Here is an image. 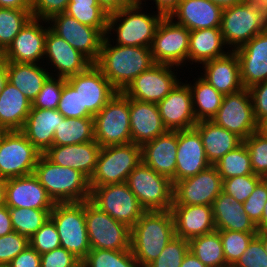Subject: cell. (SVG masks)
I'll return each mask as SVG.
<instances>
[{
	"label": "cell",
	"mask_w": 267,
	"mask_h": 267,
	"mask_svg": "<svg viewBox=\"0 0 267 267\" xmlns=\"http://www.w3.org/2000/svg\"><path fill=\"white\" fill-rule=\"evenodd\" d=\"M104 37L95 65L117 92H123L142 72L153 66L151 47L119 46Z\"/></svg>",
	"instance_id": "cell-1"
},
{
	"label": "cell",
	"mask_w": 267,
	"mask_h": 267,
	"mask_svg": "<svg viewBox=\"0 0 267 267\" xmlns=\"http://www.w3.org/2000/svg\"><path fill=\"white\" fill-rule=\"evenodd\" d=\"M175 236L171 210L146 211L131 228L130 249L141 267H147Z\"/></svg>",
	"instance_id": "cell-2"
},
{
	"label": "cell",
	"mask_w": 267,
	"mask_h": 267,
	"mask_svg": "<svg viewBox=\"0 0 267 267\" xmlns=\"http://www.w3.org/2000/svg\"><path fill=\"white\" fill-rule=\"evenodd\" d=\"M33 174L54 203L82 202L90 199L89 179L80 171L54 164L41 154Z\"/></svg>",
	"instance_id": "cell-3"
},
{
	"label": "cell",
	"mask_w": 267,
	"mask_h": 267,
	"mask_svg": "<svg viewBox=\"0 0 267 267\" xmlns=\"http://www.w3.org/2000/svg\"><path fill=\"white\" fill-rule=\"evenodd\" d=\"M142 5L137 2L131 7L110 13L105 36L110 37L116 33V38H113L119 46L151 47L156 29L164 15L160 12H154L153 15L143 13Z\"/></svg>",
	"instance_id": "cell-4"
},
{
	"label": "cell",
	"mask_w": 267,
	"mask_h": 267,
	"mask_svg": "<svg viewBox=\"0 0 267 267\" xmlns=\"http://www.w3.org/2000/svg\"><path fill=\"white\" fill-rule=\"evenodd\" d=\"M221 32L228 50L235 51L267 30V18L254 0L223 8Z\"/></svg>",
	"instance_id": "cell-5"
},
{
	"label": "cell",
	"mask_w": 267,
	"mask_h": 267,
	"mask_svg": "<svg viewBox=\"0 0 267 267\" xmlns=\"http://www.w3.org/2000/svg\"><path fill=\"white\" fill-rule=\"evenodd\" d=\"M61 247L82 261L91 250L85 221V201L55 203L50 212Z\"/></svg>",
	"instance_id": "cell-6"
},
{
	"label": "cell",
	"mask_w": 267,
	"mask_h": 267,
	"mask_svg": "<svg viewBox=\"0 0 267 267\" xmlns=\"http://www.w3.org/2000/svg\"><path fill=\"white\" fill-rule=\"evenodd\" d=\"M140 161L141 146L133 142L101 147L96 168L89 179L90 188L126 182Z\"/></svg>",
	"instance_id": "cell-7"
},
{
	"label": "cell",
	"mask_w": 267,
	"mask_h": 267,
	"mask_svg": "<svg viewBox=\"0 0 267 267\" xmlns=\"http://www.w3.org/2000/svg\"><path fill=\"white\" fill-rule=\"evenodd\" d=\"M94 138L101 147L131 142L129 97L117 92L93 117Z\"/></svg>",
	"instance_id": "cell-8"
},
{
	"label": "cell",
	"mask_w": 267,
	"mask_h": 267,
	"mask_svg": "<svg viewBox=\"0 0 267 267\" xmlns=\"http://www.w3.org/2000/svg\"><path fill=\"white\" fill-rule=\"evenodd\" d=\"M138 202L146 211H167L173 204L172 181L156 173L143 161L129 174L126 181Z\"/></svg>",
	"instance_id": "cell-9"
},
{
	"label": "cell",
	"mask_w": 267,
	"mask_h": 267,
	"mask_svg": "<svg viewBox=\"0 0 267 267\" xmlns=\"http://www.w3.org/2000/svg\"><path fill=\"white\" fill-rule=\"evenodd\" d=\"M85 221L91 249L130 250L131 228L90 200L85 201Z\"/></svg>",
	"instance_id": "cell-10"
},
{
	"label": "cell",
	"mask_w": 267,
	"mask_h": 267,
	"mask_svg": "<svg viewBox=\"0 0 267 267\" xmlns=\"http://www.w3.org/2000/svg\"><path fill=\"white\" fill-rule=\"evenodd\" d=\"M89 200L129 228H132L146 212L126 182L91 188Z\"/></svg>",
	"instance_id": "cell-11"
},
{
	"label": "cell",
	"mask_w": 267,
	"mask_h": 267,
	"mask_svg": "<svg viewBox=\"0 0 267 267\" xmlns=\"http://www.w3.org/2000/svg\"><path fill=\"white\" fill-rule=\"evenodd\" d=\"M40 155L21 131H7L0 141V176L11 179L32 174Z\"/></svg>",
	"instance_id": "cell-12"
},
{
	"label": "cell",
	"mask_w": 267,
	"mask_h": 267,
	"mask_svg": "<svg viewBox=\"0 0 267 267\" xmlns=\"http://www.w3.org/2000/svg\"><path fill=\"white\" fill-rule=\"evenodd\" d=\"M189 38L190 31L185 26L175 23L169 16H164L151 45L154 63L185 66L188 61Z\"/></svg>",
	"instance_id": "cell-13"
},
{
	"label": "cell",
	"mask_w": 267,
	"mask_h": 267,
	"mask_svg": "<svg viewBox=\"0 0 267 267\" xmlns=\"http://www.w3.org/2000/svg\"><path fill=\"white\" fill-rule=\"evenodd\" d=\"M66 81L80 95L81 118H93L117 93L95 64Z\"/></svg>",
	"instance_id": "cell-14"
},
{
	"label": "cell",
	"mask_w": 267,
	"mask_h": 267,
	"mask_svg": "<svg viewBox=\"0 0 267 267\" xmlns=\"http://www.w3.org/2000/svg\"><path fill=\"white\" fill-rule=\"evenodd\" d=\"M212 121L224 129L235 133L242 140L258 130L248 88L226 94Z\"/></svg>",
	"instance_id": "cell-15"
},
{
	"label": "cell",
	"mask_w": 267,
	"mask_h": 267,
	"mask_svg": "<svg viewBox=\"0 0 267 267\" xmlns=\"http://www.w3.org/2000/svg\"><path fill=\"white\" fill-rule=\"evenodd\" d=\"M49 28L83 54L92 64L99 58L105 35L96 28L80 23L67 13H58L47 20Z\"/></svg>",
	"instance_id": "cell-16"
},
{
	"label": "cell",
	"mask_w": 267,
	"mask_h": 267,
	"mask_svg": "<svg viewBox=\"0 0 267 267\" xmlns=\"http://www.w3.org/2000/svg\"><path fill=\"white\" fill-rule=\"evenodd\" d=\"M175 68L177 71L180 69L177 66L155 63L136 77L123 93L131 99L158 104L180 82Z\"/></svg>",
	"instance_id": "cell-17"
},
{
	"label": "cell",
	"mask_w": 267,
	"mask_h": 267,
	"mask_svg": "<svg viewBox=\"0 0 267 267\" xmlns=\"http://www.w3.org/2000/svg\"><path fill=\"white\" fill-rule=\"evenodd\" d=\"M223 180L214 165L195 176L173 184L172 205H208L212 206L222 192Z\"/></svg>",
	"instance_id": "cell-18"
},
{
	"label": "cell",
	"mask_w": 267,
	"mask_h": 267,
	"mask_svg": "<svg viewBox=\"0 0 267 267\" xmlns=\"http://www.w3.org/2000/svg\"><path fill=\"white\" fill-rule=\"evenodd\" d=\"M47 20L31 18L3 51L6 62L38 64L44 60ZM42 23V24H41ZM46 26L44 27V24ZM43 59V60H42Z\"/></svg>",
	"instance_id": "cell-19"
},
{
	"label": "cell",
	"mask_w": 267,
	"mask_h": 267,
	"mask_svg": "<svg viewBox=\"0 0 267 267\" xmlns=\"http://www.w3.org/2000/svg\"><path fill=\"white\" fill-rule=\"evenodd\" d=\"M157 105L163 125L167 130L191 129L197 124L193 111L192 93L187 83L180 81Z\"/></svg>",
	"instance_id": "cell-20"
},
{
	"label": "cell",
	"mask_w": 267,
	"mask_h": 267,
	"mask_svg": "<svg viewBox=\"0 0 267 267\" xmlns=\"http://www.w3.org/2000/svg\"><path fill=\"white\" fill-rule=\"evenodd\" d=\"M44 59L48 66L55 69V77L68 78L85 71L92 63L66 40L55 34L50 28L45 37ZM51 63L49 65V63Z\"/></svg>",
	"instance_id": "cell-21"
},
{
	"label": "cell",
	"mask_w": 267,
	"mask_h": 267,
	"mask_svg": "<svg viewBox=\"0 0 267 267\" xmlns=\"http://www.w3.org/2000/svg\"><path fill=\"white\" fill-rule=\"evenodd\" d=\"M210 166L199 132L195 128L179 130L175 182L195 176Z\"/></svg>",
	"instance_id": "cell-22"
},
{
	"label": "cell",
	"mask_w": 267,
	"mask_h": 267,
	"mask_svg": "<svg viewBox=\"0 0 267 267\" xmlns=\"http://www.w3.org/2000/svg\"><path fill=\"white\" fill-rule=\"evenodd\" d=\"M240 63L243 88L267 80V30L257 34L235 50Z\"/></svg>",
	"instance_id": "cell-23"
},
{
	"label": "cell",
	"mask_w": 267,
	"mask_h": 267,
	"mask_svg": "<svg viewBox=\"0 0 267 267\" xmlns=\"http://www.w3.org/2000/svg\"><path fill=\"white\" fill-rule=\"evenodd\" d=\"M4 204L15 208L53 209L55 203L32 173L7 179Z\"/></svg>",
	"instance_id": "cell-24"
},
{
	"label": "cell",
	"mask_w": 267,
	"mask_h": 267,
	"mask_svg": "<svg viewBox=\"0 0 267 267\" xmlns=\"http://www.w3.org/2000/svg\"><path fill=\"white\" fill-rule=\"evenodd\" d=\"M178 131L167 130L154 140L141 146L142 161L156 173L168 177L175 183Z\"/></svg>",
	"instance_id": "cell-25"
},
{
	"label": "cell",
	"mask_w": 267,
	"mask_h": 267,
	"mask_svg": "<svg viewBox=\"0 0 267 267\" xmlns=\"http://www.w3.org/2000/svg\"><path fill=\"white\" fill-rule=\"evenodd\" d=\"M175 236L190 240L216 230L212 206L172 205Z\"/></svg>",
	"instance_id": "cell-26"
},
{
	"label": "cell",
	"mask_w": 267,
	"mask_h": 267,
	"mask_svg": "<svg viewBox=\"0 0 267 267\" xmlns=\"http://www.w3.org/2000/svg\"><path fill=\"white\" fill-rule=\"evenodd\" d=\"M222 11L221 6L210 0H181L169 17L189 31H194L221 27Z\"/></svg>",
	"instance_id": "cell-27"
},
{
	"label": "cell",
	"mask_w": 267,
	"mask_h": 267,
	"mask_svg": "<svg viewBox=\"0 0 267 267\" xmlns=\"http://www.w3.org/2000/svg\"><path fill=\"white\" fill-rule=\"evenodd\" d=\"M131 142L142 146L164 134L158 105L129 98Z\"/></svg>",
	"instance_id": "cell-28"
},
{
	"label": "cell",
	"mask_w": 267,
	"mask_h": 267,
	"mask_svg": "<svg viewBox=\"0 0 267 267\" xmlns=\"http://www.w3.org/2000/svg\"><path fill=\"white\" fill-rule=\"evenodd\" d=\"M100 149L101 146L94 140L75 145L52 146L44 155L54 164L78 170L90 179Z\"/></svg>",
	"instance_id": "cell-29"
},
{
	"label": "cell",
	"mask_w": 267,
	"mask_h": 267,
	"mask_svg": "<svg viewBox=\"0 0 267 267\" xmlns=\"http://www.w3.org/2000/svg\"><path fill=\"white\" fill-rule=\"evenodd\" d=\"M201 77L223 95L232 94L243 89L240 80V63L235 51L225 56L204 62Z\"/></svg>",
	"instance_id": "cell-30"
},
{
	"label": "cell",
	"mask_w": 267,
	"mask_h": 267,
	"mask_svg": "<svg viewBox=\"0 0 267 267\" xmlns=\"http://www.w3.org/2000/svg\"><path fill=\"white\" fill-rule=\"evenodd\" d=\"M64 118L57 109L31 108L21 132L44 154L53 146L54 132Z\"/></svg>",
	"instance_id": "cell-31"
},
{
	"label": "cell",
	"mask_w": 267,
	"mask_h": 267,
	"mask_svg": "<svg viewBox=\"0 0 267 267\" xmlns=\"http://www.w3.org/2000/svg\"><path fill=\"white\" fill-rule=\"evenodd\" d=\"M216 230L258 232L255 223L245 213L243 203L221 192L212 204Z\"/></svg>",
	"instance_id": "cell-32"
},
{
	"label": "cell",
	"mask_w": 267,
	"mask_h": 267,
	"mask_svg": "<svg viewBox=\"0 0 267 267\" xmlns=\"http://www.w3.org/2000/svg\"><path fill=\"white\" fill-rule=\"evenodd\" d=\"M194 128L201 136L207 160L211 165L243 142L235 133L216 125L212 120L198 121Z\"/></svg>",
	"instance_id": "cell-33"
},
{
	"label": "cell",
	"mask_w": 267,
	"mask_h": 267,
	"mask_svg": "<svg viewBox=\"0 0 267 267\" xmlns=\"http://www.w3.org/2000/svg\"><path fill=\"white\" fill-rule=\"evenodd\" d=\"M44 66V67H43ZM41 63L6 62L8 82L23 93L32 103L43 83L52 74Z\"/></svg>",
	"instance_id": "cell-34"
},
{
	"label": "cell",
	"mask_w": 267,
	"mask_h": 267,
	"mask_svg": "<svg viewBox=\"0 0 267 267\" xmlns=\"http://www.w3.org/2000/svg\"><path fill=\"white\" fill-rule=\"evenodd\" d=\"M32 103L7 81L0 93V126L7 131H21Z\"/></svg>",
	"instance_id": "cell-35"
},
{
	"label": "cell",
	"mask_w": 267,
	"mask_h": 267,
	"mask_svg": "<svg viewBox=\"0 0 267 267\" xmlns=\"http://www.w3.org/2000/svg\"><path fill=\"white\" fill-rule=\"evenodd\" d=\"M225 46L220 27L190 31L188 62L199 65L223 57L230 51Z\"/></svg>",
	"instance_id": "cell-36"
},
{
	"label": "cell",
	"mask_w": 267,
	"mask_h": 267,
	"mask_svg": "<svg viewBox=\"0 0 267 267\" xmlns=\"http://www.w3.org/2000/svg\"><path fill=\"white\" fill-rule=\"evenodd\" d=\"M187 84L192 93L193 111L197 122L212 120L221 106L224 95L215 90L201 76H198L195 83Z\"/></svg>",
	"instance_id": "cell-37"
},
{
	"label": "cell",
	"mask_w": 267,
	"mask_h": 267,
	"mask_svg": "<svg viewBox=\"0 0 267 267\" xmlns=\"http://www.w3.org/2000/svg\"><path fill=\"white\" fill-rule=\"evenodd\" d=\"M94 118H64L54 132L53 146L94 141Z\"/></svg>",
	"instance_id": "cell-38"
},
{
	"label": "cell",
	"mask_w": 267,
	"mask_h": 267,
	"mask_svg": "<svg viewBox=\"0 0 267 267\" xmlns=\"http://www.w3.org/2000/svg\"><path fill=\"white\" fill-rule=\"evenodd\" d=\"M189 250L208 267H229L218 230L190 239Z\"/></svg>",
	"instance_id": "cell-39"
},
{
	"label": "cell",
	"mask_w": 267,
	"mask_h": 267,
	"mask_svg": "<svg viewBox=\"0 0 267 267\" xmlns=\"http://www.w3.org/2000/svg\"><path fill=\"white\" fill-rule=\"evenodd\" d=\"M65 13L82 24L99 29L106 35L109 13L97 0H70Z\"/></svg>",
	"instance_id": "cell-40"
},
{
	"label": "cell",
	"mask_w": 267,
	"mask_h": 267,
	"mask_svg": "<svg viewBox=\"0 0 267 267\" xmlns=\"http://www.w3.org/2000/svg\"><path fill=\"white\" fill-rule=\"evenodd\" d=\"M53 209H33L9 207L12 228L30 239L50 218Z\"/></svg>",
	"instance_id": "cell-41"
},
{
	"label": "cell",
	"mask_w": 267,
	"mask_h": 267,
	"mask_svg": "<svg viewBox=\"0 0 267 267\" xmlns=\"http://www.w3.org/2000/svg\"><path fill=\"white\" fill-rule=\"evenodd\" d=\"M214 166L217 168L222 180L235 176L254 174L251 166V157L244 142L224 155Z\"/></svg>",
	"instance_id": "cell-42"
},
{
	"label": "cell",
	"mask_w": 267,
	"mask_h": 267,
	"mask_svg": "<svg viewBox=\"0 0 267 267\" xmlns=\"http://www.w3.org/2000/svg\"><path fill=\"white\" fill-rule=\"evenodd\" d=\"M81 267H141L130 250L91 249Z\"/></svg>",
	"instance_id": "cell-43"
},
{
	"label": "cell",
	"mask_w": 267,
	"mask_h": 267,
	"mask_svg": "<svg viewBox=\"0 0 267 267\" xmlns=\"http://www.w3.org/2000/svg\"><path fill=\"white\" fill-rule=\"evenodd\" d=\"M31 18V9L0 7V49L4 51Z\"/></svg>",
	"instance_id": "cell-44"
},
{
	"label": "cell",
	"mask_w": 267,
	"mask_h": 267,
	"mask_svg": "<svg viewBox=\"0 0 267 267\" xmlns=\"http://www.w3.org/2000/svg\"><path fill=\"white\" fill-rule=\"evenodd\" d=\"M222 245L223 252L226 259V264L232 267L240 256L247 249L252 238L257 235L258 232H239L229 230H218Z\"/></svg>",
	"instance_id": "cell-45"
},
{
	"label": "cell",
	"mask_w": 267,
	"mask_h": 267,
	"mask_svg": "<svg viewBox=\"0 0 267 267\" xmlns=\"http://www.w3.org/2000/svg\"><path fill=\"white\" fill-rule=\"evenodd\" d=\"M243 142L251 157L253 173L267 178V136L257 130Z\"/></svg>",
	"instance_id": "cell-46"
},
{
	"label": "cell",
	"mask_w": 267,
	"mask_h": 267,
	"mask_svg": "<svg viewBox=\"0 0 267 267\" xmlns=\"http://www.w3.org/2000/svg\"><path fill=\"white\" fill-rule=\"evenodd\" d=\"M188 251L189 241L174 236L147 267H180Z\"/></svg>",
	"instance_id": "cell-47"
},
{
	"label": "cell",
	"mask_w": 267,
	"mask_h": 267,
	"mask_svg": "<svg viewBox=\"0 0 267 267\" xmlns=\"http://www.w3.org/2000/svg\"><path fill=\"white\" fill-rule=\"evenodd\" d=\"M262 179L263 177L257 174L224 179L222 191L234 197L238 202L244 203Z\"/></svg>",
	"instance_id": "cell-48"
},
{
	"label": "cell",
	"mask_w": 267,
	"mask_h": 267,
	"mask_svg": "<svg viewBox=\"0 0 267 267\" xmlns=\"http://www.w3.org/2000/svg\"><path fill=\"white\" fill-rule=\"evenodd\" d=\"M65 78L49 76L32 102L31 108L57 109Z\"/></svg>",
	"instance_id": "cell-49"
},
{
	"label": "cell",
	"mask_w": 267,
	"mask_h": 267,
	"mask_svg": "<svg viewBox=\"0 0 267 267\" xmlns=\"http://www.w3.org/2000/svg\"><path fill=\"white\" fill-rule=\"evenodd\" d=\"M29 245L40 255L61 247L57 228L50 218L29 239Z\"/></svg>",
	"instance_id": "cell-50"
},
{
	"label": "cell",
	"mask_w": 267,
	"mask_h": 267,
	"mask_svg": "<svg viewBox=\"0 0 267 267\" xmlns=\"http://www.w3.org/2000/svg\"><path fill=\"white\" fill-rule=\"evenodd\" d=\"M28 245L29 239L15 231L0 236V266L9 265Z\"/></svg>",
	"instance_id": "cell-51"
},
{
	"label": "cell",
	"mask_w": 267,
	"mask_h": 267,
	"mask_svg": "<svg viewBox=\"0 0 267 267\" xmlns=\"http://www.w3.org/2000/svg\"><path fill=\"white\" fill-rule=\"evenodd\" d=\"M267 201V178H263L255 187L254 191L243 203L245 213L257 225Z\"/></svg>",
	"instance_id": "cell-52"
},
{
	"label": "cell",
	"mask_w": 267,
	"mask_h": 267,
	"mask_svg": "<svg viewBox=\"0 0 267 267\" xmlns=\"http://www.w3.org/2000/svg\"><path fill=\"white\" fill-rule=\"evenodd\" d=\"M232 267H267V253L258 235L252 238L245 252Z\"/></svg>",
	"instance_id": "cell-53"
},
{
	"label": "cell",
	"mask_w": 267,
	"mask_h": 267,
	"mask_svg": "<svg viewBox=\"0 0 267 267\" xmlns=\"http://www.w3.org/2000/svg\"><path fill=\"white\" fill-rule=\"evenodd\" d=\"M57 110L65 118H81V99L79 93L66 81Z\"/></svg>",
	"instance_id": "cell-54"
},
{
	"label": "cell",
	"mask_w": 267,
	"mask_h": 267,
	"mask_svg": "<svg viewBox=\"0 0 267 267\" xmlns=\"http://www.w3.org/2000/svg\"><path fill=\"white\" fill-rule=\"evenodd\" d=\"M40 267H81V261L63 247L40 255Z\"/></svg>",
	"instance_id": "cell-55"
},
{
	"label": "cell",
	"mask_w": 267,
	"mask_h": 267,
	"mask_svg": "<svg viewBox=\"0 0 267 267\" xmlns=\"http://www.w3.org/2000/svg\"><path fill=\"white\" fill-rule=\"evenodd\" d=\"M70 0H32L33 18L48 20L51 16L66 12Z\"/></svg>",
	"instance_id": "cell-56"
},
{
	"label": "cell",
	"mask_w": 267,
	"mask_h": 267,
	"mask_svg": "<svg viewBox=\"0 0 267 267\" xmlns=\"http://www.w3.org/2000/svg\"><path fill=\"white\" fill-rule=\"evenodd\" d=\"M254 116L259 124L267 118V80L251 86L249 89Z\"/></svg>",
	"instance_id": "cell-57"
},
{
	"label": "cell",
	"mask_w": 267,
	"mask_h": 267,
	"mask_svg": "<svg viewBox=\"0 0 267 267\" xmlns=\"http://www.w3.org/2000/svg\"><path fill=\"white\" fill-rule=\"evenodd\" d=\"M41 256L28 245L11 262L10 267H40Z\"/></svg>",
	"instance_id": "cell-58"
},
{
	"label": "cell",
	"mask_w": 267,
	"mask_h": 267,
	"mask_svg": "<svg viewBox=\"0 0 267 267\" xmlns=\"http://www.w3.org/2000/svg\"><path fill=\"white\" fill-rule=\"evenodd\" d=\"M99 5L109 14L135 5L137 0H97Z\"/></svg>",
	"instance_id": "cell-59"
},
{
	"label": "cell",
	"mask_w": 267,
	"mask_h": 267,
	"mask_svg": "<svg viewBox=\"0 0 267 267\" xmlns=\"http://www.w3.org/2000/svg\"><path fill=\"white\" fill-rule=\"evenodd\" d=\"M13 231L9 207L5 204L0 205V236L10 234Z\"/></svg>",
	"instance_id": "cell-60"
},
{
	"label": "cell",
	"mask_w": 267,
	"mask_h": 267,
	"mask_svg": "<svg viewBox=\"0 0 267 267\" xmlns=\"http://www.w3.org/2000/svg\"><path fill=\"white\" fill-rule=\"evenodd\" d=\"M147 0H140L139 2L143 5L146 3ZM155 2L154 7H156V12L162 13L164 16H169L171 12L178 6L181 0H151Z\"/></svg>",
	"instance_id": "cell-61"
},
{
	"label": "cell",
	"mask_w": 267,
	"mask_h": 267,
	"mask_svg": "<svg viewBox=\"0 0 267 267\" xmlns=\"http://www.w3.org/2000/svg\"><path fill=\"white\" fill-rule=\"evenodd\" d=\"M1 8L31 9L32 0H0Z\"/></svg>",
	"instance_id": "cell-62"
},
{
	"label": "cell",
	"mask_w": 267,
	"mask_h": 267,
	"mask_svg": "<svg viewBox=\"0 0 267 267\" xmlns=\"http://www.w3.org/2000/svg\"><path fill=\"white\" fill-rule=\"evenodd\" d=\"M180 267H208L204 265L190 250L185 255Z\"/></svg>",
	"instance_id": "cell-63"
},
{
	"label": "cell",
	"mask_w": 267,
	"mask_h": 267,
	"mask_svg": "<svg viewBox=\"0 0 267 267\" xmlns=\"http://www.w3.org/2000/svg\"><path fill=\"white\" fill-rule=\"evenodd\" d=\"M8 81V77H7V68H6V61L4 60L1 64H0V93L3 90L5 84Z\"/></svg>",
	"instance_id": "cell-64"
},
{
	"label": "cell",
	"mask_w": 267,
	"mask_h": 267,
	"mask_svg": "<svg viewBox=\"0 0 267 267\" xmlns=\"http://www.w3.org/2000/svg\"><path fill=\"white\" fill-rule=\"evenodd\" d=\"M257 230L264 232L267 231V201L264 205V210L260 222L256 225Z\"/></svg>",
	"instance_id": "cell-65"
},
{
	"label": "cell",
	"mask_w": 267,
	"mask_h": 267,
	"mask_svg": "<svg viewBox=\"0 0 267 267\" xmlns=\"http://www.w3.org/2000/svg\"><path fill=\"white\" fill-rule=\"evenodd\" d=\"M211 2L215 3L216 5L221 6L222 8H226L229 6L241 4L246 0H210Z\"/></svg>",
	"instance_id": "cell-66"
},
{
	"label": "cell",
	"mask_w": 267,
	"mask_h": 267,
	"mask_svg": "<svg viewBox=\"0 0 267 267\" xmlns=\"http://www.w3.org/2000/svg\"><path fill=\"white\" fill-rule=\"evenodd\" d=\"M6 182L7 179L0 176V205H4Z\"/></svg>",
	"instance_id": "cell-67"
},
{
	"label": "cell",
	"mask_w": 267,
	"mask_h": 267,
	"mask_svg": "<svg viewBox=\"0 0 267 267\" xmlns=\"http://www.w3.org/2000/svg\"><path fill=\"white\" fill-rule=\"evenodd\" d=\"M258 131L261 132L264 136H267V118H265L258 124Z\"/></svg>",
	"instance_id": "cell-68"
},
{
	"label": "cell",
	"mask_w": 267,
	"mask_h": 267,
	"mask_svg": "<svg viewBox=\"0 0 267 267\" xmlns=\"http://www.w3.org/2000/svg\"><path fill=\"white\" fill-rule=\"evenodd\" d=\"M257 235L261 238L265 252L267 253V231L264 232L258 231Z\"/></svg>",
	"instance_id": "cell-69"
},
{
	"label": "cell",
	"mask_w": 267,
	"mask_h": 267,
	"mask_svg": "<svg viewBox=\"0 0 267 267\" xmlns=\"http://www.w3.org/2000/svg\"><path fill=\"white\" fill-rule=\"evenodd\" d=\"M258 6H260L264 12L265 17L267 18V0H254Z\"/></svg>",
	"instance_id": "cell-70"
},
{
	"label": "cell",
	"mask_w": 267,
	"mask_h": 267,
	"mask_svg": "<svg viewBox=\"0 0 267 267\" xmlns=\"http://www.w3.org/2000/svg\"><path fill=\"white\" fill-rule=\"evenodd\" d=\"M7 133V130L0 126V141L2 140L3 136Z\"/></svg>",
	"instance_id": "cell-71"
},
{
	"label": "cell",
	"mask_w": 267,
	"mask_h": 267,
	"mask_svg": "<svg viewBox=\"0 0 267 267\" xmlns=\"http://www.w3.org/2000/svg\"><path fill=\"white\" fill-rule=\"evenodd\" d=\"M4 61V52L0 49V64Z\"/></svg>",
	"instance_id": "cell-72"
},
{
	"label": "cell",
	"mask_w": 267,
	"mask_h": 267,
	"mask_svg": "<svg viewBox=\"0 0 267 267\" xmlns=\"http://www.w3.org/2000/svg\"><path fill=\"white\" fill-rule=\"evenodd\" d=\"M0 267H10V265H2V266H0Z\"/></svg>",
	"instance_id": "cell-73"
}]
</instances>
